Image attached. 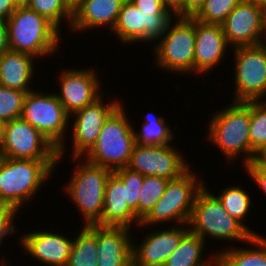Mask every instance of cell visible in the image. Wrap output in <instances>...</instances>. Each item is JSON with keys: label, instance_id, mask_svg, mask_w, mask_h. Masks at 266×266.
Wrapping results in <instances>:
<instances>
[{"label": "cell", "instance_id": "35", "mask_svg": "<svg viewBox=\"0 0 266 266\" xmlns=\"http://www.w3.org/2000/svg\"><path fill=\"white\" fill-rule=\"evenodd\" d=\"M19 214L15 209L0 205V247L3 244L5 238L13 235L17 232L16 227V216ZM15 222V223H14ZM1 250V248H0Z\"/></svg>", "mask_w": 266, "mask_h": 266}, {"label": "cell", "instance_id": "17", "mask_svg": "<svg viewBox=\"0 0 266 266\" xmlns=\"http://www.w3.org/2000/svg\"><path fill=\"white\" fill-rule=\"evenodd\" d=\"M164 227L159 230L152 229L153 231L146 233L143 240L138 242L139 244L133 236L132 266H164L167 258L189 231L188 224Z\"/></svg>", "mask_w": 266, "mask_h": 266}, {"label": "cell", "instance_id": "37", "mask_svg": "<svg viewBox=\"0 0 266 266\" xmlns=\"http://www.w3.org/2000/svg\"><path fill=\"white\" fill-rule=\"evenodd\" d=\"M141 11H169L162 0H130Z\"/></svg>", "mask_w": 266, "mask_h": 266}, {"label": "cell", "instance_id": "43", "mask_svg": "<svg viewBox=\"0 0 266 266\" xmlns=\"http://www.w3.org/2000/svg\"><path fill=\"white\" fill-rule=\"evenodd\" d=\"M257 160L266 165V147L257 156Z\"/></svg>", "mask_w": 266, "mask_h": 266}, {"label": "cell", "instance_id": "45", "mask_svg": "<svg viewBox=\"0 0 266 266\" xmlns=\"http://www.w3.org/2000/svg\"><path fill=\"white\" fill-rule=\"evenodd\" d=\"M13 2L16 4V6H27L29 0H13Z\"/></svg>", "mask_w": 266, "mask_h": 266}, {"label": "cell", "instance_id": "22", "mask_svg": "<svg viewBox=\"0 0 266 266\" xmlns=\"http://www.w3.org/2000/svg\"><path fill=\"white\" fill-rule=\"evenodd\" d=\"M139 224L140 220L127 204L126 188L123 181L112 172L106 183L102 216L96 225L133 228Z\"/></svg>", "mask_w": 266, "mask_h": 266}, {"label": "cell", "instance_id": "15", "mask_svg": "<svg viewBox=\"0 0 266 266\" xmlns=\"http://www.w3.org/2000/svg\"><path fill=\"white\" fill-rule=\"evenodd\" d=\"M104 94L91 104L86 105L81 110L69 116L72 121L69 127L72 129L71 135V154L70 157H83L95 144L102 129L103 123L109 115L121 104L120 99L111 100L104 103ZM73 125H72V124Z\"/></svg>", "mask_w": 266, "mask_h": 266}, {"label": "cell", "instance_id": "20", "mask_svg": "<svg viewBox=\"0 0 266 266\" xmlns=\"http://www.w3.org/2000/svg\"><path fill=\"white\" fill-rule=\"evenodd\" d=\"M132 230L97 225V266H132Z\"/></svg>", "mask_w": 266, "mask_h": 266}, {"label": "cell", "instance_id": "41", "mask_svg": "<svg viewBox=\"0 0 266 266\" xmlns=\"http://www.w3.org/2000/svg\"><path fill=\"white\" fill-rule=\"evenodd\" d=\"M9 50L8 30L6 21L0 20V55Z\"/></svg>", "mask_w": 266, "mask_h": 266}, {"label": "cell", "instance_id": "8", "mask_svg": "<svg viewBox=\"0 0 266 266\" xmlns=\"http://www.w3.org/2000/svg\"><path fill=\"white\" fill-rule=\"evenodd\" d=\"M174 20L152 46L154 65L171 74L194 75L195 18L174 17Z\"/></svg>", "mask_w": 266, "mask_h": 266}, {"label": "cell", "instance_id": "42", "mask_svg": "<svg viewBox=\"0 0 266 266\" xmlns=\"http://www.w3.org/2000/svg\"><path fill=\"white\" fill-rule=\"evenodd\" d=\"M5 127H6V122L0 120V157H3Z\"/></svg>", "mask_w": 266, "mask_h": 266}, {"label": "cell", "instance_id": "23", "mask_svg": "<svg viewBox=\"0 0 266 266\" xmlns=\"http://www.w3.org/2000/svg\"><path fill=\"white\" fill-rule=\"evenodd\" d=\"M33 55L7 50L0 55V85L26 93L33 91L36 60ZM35 60V61H34ZM30 86L32 88H30Z\"/></svg>", "mask_w": 266, "mask_h": 266}, {"label": "cell", "instance_id": "11", "mask_svg": "<svg viewBox=\"0 0 266 266\" xmlns=\"http://www.w3.org/2000/svg\"><path fill=\"white\" fill-rule=\"evenodd\" d=\"M174 17L170 11H141L130 0H125L111 33L126 46L156 42Z\"/></svg>", "mask_w": 266, "mask_h": 266}, {"label": "cell", "instance_id": "12", "mask_svg": "<svg viewBox=\"0 0 266 266\" xmlns=\"http://www.w3.org/2000/svg\"><path fill=\"white\" fill-rule=\"evenodd\" d=\"M3 157L58 160V148L22 117L6 122Z\"/></svg>", "mask_w": 266, "mask_h": 266}, {"label": "cell", "instance_id": "4", "mask_svg": "<svg viewBox=\"0 0 266 266\" xmlns=\"http://www.w3.org/2000/svg\"><path fill=\"white\" fill-rule=\"evenodd\" d=\"M122 103L109 115L92 148L83 156L90 163L115 171L127 167L135 143L133 123Z\"/></svg>", "mask_w": 266, "mask_h": 266}, {"label": "cell", "instance_id": "30", "mask_svg": "<svg viewBox=\"0 0 266 266\" xmlns=\"http://www.w3.org/2000/svg\"><path fill=\"white\" fill-rule=\"evenodd\" d=\"M249 137L252 147V161L266 147V102L250 101Z\"/></svg>", "mask_w": 266, "mask_h": 266}, {"label": "cell", "instance_id": "1", "mask_svg": "<svg viewBox=\"0 0 266 266\" xmlns=\"http://www.w3.org/2000/svg\"><path fill=\"white\" fill-rule=\"evenodd\" d=\"M58 160L11 159L0 162V205L17 212L36 197V192L51 178ZM56 166V167H55ZM28 201V202H27Z\"/></svg>", "mask_w": 266, "mask_h": 266}, {"label": "cell", "instance_id": "3", "mask_svg": "<svg viewBox=\"0 0 266 266\" xmlns=\"http://www.w3.org/2000/svg\"><path fill=\"white\" fill-rule=\"evenodd\" d=\"M6 24L9 50L31 54L38 61L60 49L61 31L28 6H18Z\"/></svg>", "mask_w": 266, "mask_h": 266}, {"label": "cell", "instance_id": "47", "mask_svg": "<svg viewBox=\"0 0 266 266\" xmlns=\"http://www.w3.org/2000/svg\"><path fill=\"white\" fill-rule=\"evenodd\" d=\"M67 1L73 7L79 0H67Z\"/></svg>", "mask_w": 266, "mask_h": 266}, {"label": "cell", "instance_id": "44", "mask_svg": "<svg viewBox=\"0 0 266 266\" xmlns=\"http://www.w3.org/2000/svg\"><path fill=\"white\" fill-rule=\"evenodd\" d=\"M266 13V0H252Z\"/></svg>", "mask_w": 266, "mask_h": 266}, {"label": "cell", "instance_id": "9", "mask_svg": "<svg viewBox=\"0 0 266 266\" xmlns=\"http://www.w3.org/2000/svg\"><path fill=\"white\" fill-rule=\"evenodd\" d=\"M21 117L40 131L58 148V163L67 151L70 118L54 93L40 92L36 89L26 94ZM66 149V150H65Z\"/></svg>", "mask_w": 266, "mask_h": 266}, {"label": "cell", "instance_id": "46", "mask_svg": "<svg viewBox=\"0 0 266 266\" xmlns=\"http://www.w3.org/2000/svg\"><path fill=\"white\" fill-rule=\"evenodd\" d=\"M0 260H1L0 261V266L9 265V263H10V262H6V258H4V257L2 259H0Z\"/></svg>", "mask_w": 266, "mask_h": 266}, {"label": "cell", "instance_id": "36", "mask_svg": "<svg viewBox=\"0 0 266 266\" xmlns=\"http://www.w3.org/2000/svg\"><path fill=\"white\" fill-rule=\"evenodd\" d=\"M245 173L252 179L262 192L266 195V165L254 159L243 166Z\"/></svg>", "mask_w": 266, "mask_h": 266}, {"label": "cell", "instance_id": "28", "mask_svg": "<svg viewBox=\"0 0 266 266\" xmlns=\"http://www.w3.org/2000/svg\"><path fill=\"white\" fill-rule=\"evenodd\" d=\"M221 193H217L216 196L222 203L227 213L234 219L238 220L253 236L262 235L253 231L249 226H246L244 222L247 220L249 211H251L252 199L250 195L244 190L243 187L238 185H230L221 189Z\"/></svg>", "mask_w": 266, "mask_h": 266}, {"label": "cell", "instance_id": "25", "mask_svg": "<svg viewBox=\"0 0 266 266\" xmlns=\"http://www.w3.org/2000/svg\"><path fill=\"white\" fill-rule=\"evenodd\" d=\"M247 244V245H246ZM249 245L251 248H249ZM245 247H230L217 251L219 266H266V236L255 235ZM256 246V247H255Z\"/></svg>", "mask_w": 266, "mask_h": 266}, {"label": "cell", "instance_id": "19", "mask_svg": "<svg viewBox=\"0 0 266 266\" xmlns=\"http://www.w3.org/2000/svg\"><path fill=\"white\" fill-rule=\"evenodd\" d=\"M230 47L220 24L195 19L194 75L205 76L220 66Z\"/></svg>", "mask_w": 266, "mask_h": 266}, {"label": "cell", "instance_id": "40", "mask_svg": "<svg viewBox=\"0 0 266 266\" xmlns=\"http://www.w3.org/2000/svg\"><path fill=\"white\" fill-rule=\"evenodd\" d=\"M16 8L13 0H0V20L7 21Z\"/></svg>", "mask_w": 266, "mask_h": 266}, {"label": "cell", "instance_id": "2", "mask_svg": "<svg viewBox=\"0 0 266 266\" xmlns=\"http://www.w3.org/2000/svg\"><path fill=\"white\" fill-rule=\"evenodd\" d=\"M225 107L212 113L210 121L206 124L207 139L211 146L214 145L220 149L219 151L225 156L228 163L230 161L234 164L241 158L244 166L252 162V147L249 137L250 101H231L230 105Z\"/></svg>", "mask_w": 266, "mask_h": 266}, {"label": "cell", "instance_id": "5", "mask_svg": "<svg viewBox=\"0 0 266 266\" xmlns=\"http://www.w3.org/2000/svg\"><path fill=\"white\" fill-rule=\"evenodd\" d=\"M71 160L77 165L63 190L80 211L84 219L82 226L96 225L104 208L106 183L113 171L84 161L83 157H71Z\"/></svg>", "mask_w": 266, "mask_h": 266}, {"label": "cell", "instance_id": "39", "mask_svg": "<svg viewBox=\"0 0 266 266\" xmlns=\"http://www.w3.org/2000/svg\"><path fill=\"white\" fill-rule=\"evenodd\" d=\"M162 2L175 17H184V0H162Z\"/></svg>", "mask_w": 266, "mask_h": 266}, {"label": "cell", "instance_id": "24", "mask_svg": "<svg viewBox=\"0 0 266 266\" xmlns=\"http://www.w3.org/2000/svg\"><path fill=\"white\" fill-rule=\"evenodd\" d=\"M206 241L190 230L182 237L178 247L167 258L164 266H213L217 262V250L204 256Z\"/></svg>", "mask_w": 266, "mask_h": 266}, {"label": "cell", "instance_id": "38", "mask_svg": "<svg viewBox=\"0 0 266 266\" xmlns=\"http://www.w3.org/2000/svg\"><path fill=\"white\" fill-rule=\"evenodd\" d=\"M204 3L205 0H184V17H194Z\"/></svg>", "mask_w": 266, "mask_h": 266}, {"label": "cell", "instance_id": "7", "mask_svg": "<svg viewBox=\"0 0 266 266\" xmlns=\"http://www.w3.org/2000/svg\"><path fill=\"white\" fill-rule=\"evenodd\" d=\"M191 168L179 178L169 180L165 192L149 213L140 221L139 228L172 223L188 224L195 199L205 181Z\"/></svg>", "mask_w": 266, "mask_h": 266}, {"label": "cell", "instance_id": "48", "mask_svg": "<svg viewBox=\"0 0 266 266\" xmlns=\"http://www.w3.org/2000/svg\"><path fill=\"white\" fill-rule=\"evenodd\" d=\"M213 266H219V265H218V261H217Z\"/></svg>", "mask_w": 266, "mask_h": 266}, {"label": "cell", "instance_id": "10", "mask_svg": "<svg viewBox=\"0 0 266 266\" xmlns=\"http://www.w3.org/2000/svg\"><path fill=\"white\" fill-rule=\"evenodd\" d=\"M234 54V97L232 102L266 98V42L231 49Z\"/></svg>", "mask_w": 266, "mask_h": 266}, {"label": "cell", "instance_id": "33", "mask_svg": "<svg viewBox=\"0 0 266 266\" xmlns=\"http://www.w3.org/2000/svg\"><path fill=\"white\" fill-rule=\"evenodd\" d=\"M241 0H205L195 19L212 24H222Z\"/></svg>", "mask_w": 266, "mask_h": 266}, {"label": "cell", "instance_id": "27", "mask_svg": "<svg viewBox=\"0 0 266 266\" xmlns=\"http://www.w3.org/2000/svg\"><path fill=\"white\" fill-rule=\"evenodd\" d=\"M82 228L73 239L67 266H97V225Z\"/></svg>", "mask_w": 266, "mask_h": 266}, {"label": "cell", "instance_id": "14", "mask_svg": "<svg viewBox=\"0 0 266 266\" xmlns=\"http://www.w3.org/2000/svg\"><path fill=\"white\" fill-rule=\"evenodd\" d=\"M221 26L231 49L266 42V13L252 0H241Z\"/></svg>", "mask_w": 266, "mask_h": 266}, {"label": "cell", "instance_id": "13", "mask_svg": "<svg viewBox=\"0 0 266 266\" xmlns=\"http://www.w3.org/2000/svg\"><path fill=\"white\" fill-rule=\"evenodd\" d=\"M184 157L186 156L182 155L176 145L174 148V145L135 144L127 167L143 176H158L173 180L192 168Z\"/></svg>", "mask_w": 266, "mask_h": 266}, {"label": "cell", "instance_id": "32", "mask_svg": "<svg viewBox=\"0 0 266 266\" xmlns=\"http://www.w3.org/2000/svg\"><path fill=\"white\" fill-rule=\"evenodd\" d=\"M25 91L0 85V120L9 122L22 115Z\"/></svg>", "mask_w": 266, "mask_h": 266}, {"label": "cell", "instance_id": "34", "mask_svg": "<svg viewBox=\"0 0 266 266\" xmlns=\"http://www.w3.org/2000/svg\"><path fill=\"white\" fill-rule=\"evenodd\" d=\"M113 172L123 181L126 188L127 204L138 218V201L144 176L128 167L120 168Z\"/></svg>", "mask_w": 266, "mask_h": 266}, {"label": "cell", "instance_id": "29", "mask_svg": "<svg viewBox=\"0 0 266 266\" xmlns=\"http://www.w3.org/2000/svg\"><path fill=\"white\" fill-rule=\"evenodd\" d=\"M27 6L38 14L45 16L60 31L62 30L60 29L61 25L66 22L67 25L65 26L70 29L73 19V7L67 0H29Z\"/></svg>", "mask_w": 266, "mask_h": 266}, {"label": "cell", "instance_id": "26", "mask_svg": "<svg viewBox=\"0 0 266 266\" xmlns=\"http://www.w3.org/2000/svg\"><path fill=\"white\" fill-rule=\"evenodd\" d=\"M154 113L151 111L145 115L142 126L139 128L140 130L133 128L135 143L151 146L173 145L171 142H174L173 139L176 136L174 134L176 133H173L164 117L157 116Z\"/></svg>", "mask_w": 266, "mask_h": 266}, {"label": "cell", "instance_id": "31", "mask_svg": "<svg viewBox=\"0 0 266 266\" xmlns=\"http://www.w3.org/2000/svg\"><path fill=\"white\" fill-rule=\"evenodd\" d=\"M168 183L169 179L158 176H144L138 201V219L140 221L162 197Z\"/></svg>", "mask_w": 266, "mask_h": 266}, {"label": "cell", "instance_id": "6", "mask_svg": "<svg viewBox=\"0 0 266 266\" xmlns=\"http://www.w3.org/2000/svg\"><path fill=\"white\" fill-rule=\"evenodd\" d=\"M209 191L205 184L197 194L188 223L189 230L205 241L213 238L219 242L228 240L231 243H245L251 239L253 235L238 220L232 218L215 193Z\"/></svg>", "mask_w": 266, "mask_h": 266}, {"label": "cell", "instance_id": "16", "mask_svg": "<svg viewBox=\"0 0 266 266\" xmlns=\"http://www.w3.org/2000/svg\"><path fill=\"white\" fill-rule=\"evenodd\" d=\"M95 71L93 67L61 70L58 76L60 91L56 95L69 116L102 95V80Z\"/></svg>", "mask_w": 266, "mask_h": 266}, {"label": "cell", "instance_id": "18", "mask_svg": "<svg viewBox=\"0 0 266 266\" xmlns=\"http://www.w3.org/2000/svg\"><path fill=\"white\" fill-rule=\"evenodd\" d=\"M56 231H28L20 235L21 248L24 253L36 259L42 265L46 266H67L69 256L72 250L73 240Z\"/></svg>", "mask_w": 266, "mask_h": 266}, {"label": "cell", "instance_id": "21", "mask_svg": "<svg viewBox=\"0 0 266 266\" xmlns=\"http://www.w3.org/2000/svg\"><path fill=\"white\" fill-rule=\"evenodd\" d=\"M125 0H79L73 6V19L69 30L76 33L100 27L113 31Z\"/></svg>", "mask_w": 266, "mask_h": 266}]
</instances>
